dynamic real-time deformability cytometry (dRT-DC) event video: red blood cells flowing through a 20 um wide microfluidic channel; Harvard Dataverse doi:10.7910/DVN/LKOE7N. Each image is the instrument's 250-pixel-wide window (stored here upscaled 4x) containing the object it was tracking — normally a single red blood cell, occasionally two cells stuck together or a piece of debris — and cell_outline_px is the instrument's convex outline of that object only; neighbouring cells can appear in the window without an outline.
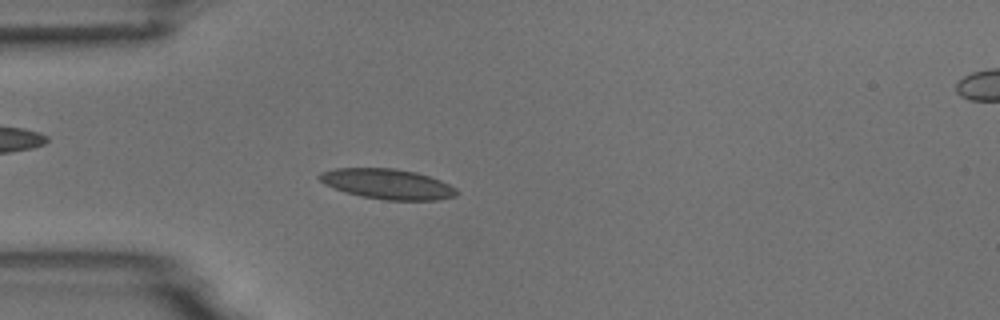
{"species": "common noctule bat (a hibernating species)", "species_latin": "Nyctalus noctula", "temperature_condition": "room temperature", "stored_images_in_passage": 7, "segment_of_instrument_passage": [1, 2], "camera_frame_rate_fps": 3000, "um_per_image_px": 0.085, "animal": {"sex": "male", "body_mass_g": 18.8}, "frame": {"image": 1, "passage_image": 6, "time_ms": 5.667, "image_size_px": [1000, 320], "cell_outline_px": [[460, 192], [456, 196], [436, 200], [384, 200], [344, 192], [324, 184], [316, 176], [320, 172], [336, 168], [392, 168], [416, 172], [440, 180], [456, 188]], "centroid_in_image_um": [32.93, 15.64], "position_along_channel_um": 52.1, "area_um2": 24.16}}